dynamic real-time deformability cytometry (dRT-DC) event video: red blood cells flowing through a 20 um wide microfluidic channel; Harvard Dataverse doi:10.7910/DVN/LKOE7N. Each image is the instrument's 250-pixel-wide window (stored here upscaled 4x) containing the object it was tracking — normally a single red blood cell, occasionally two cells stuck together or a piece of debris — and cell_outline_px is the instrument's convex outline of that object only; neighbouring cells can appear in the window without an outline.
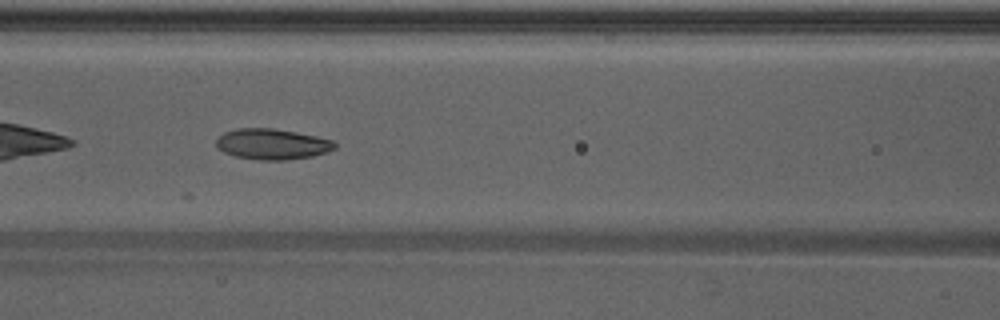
{"species": "Egyptian fruit bat (a non-hibernating species)", "species_latin": "Rousettus aegyptiacus", "temperature_condition": "warm", "stored_images_in_passage": 16, "camera_frame_rate_fps": 3000, "um_per_image_px": 0.085, "animal": {"sex": "male"}, "frame": {"image": 1, "passage_image": 6, "time_ms": 1.667, "image_size_px": [1000, 320], "cell_outline_px": [[336, 148], [328, 152], [312, 156], [284, 160], [260, 160], [236, 156], [224, 152], [216, 148], [216, 140], [224, 132], [236, 128], [272, 128], [296, 132], [316, 136], [332, 140], [336, 144]], "centroid_in_image_um": [23.13, 12.24], "position_along_channel_um": 143.5, "area_um2": 21.21}}